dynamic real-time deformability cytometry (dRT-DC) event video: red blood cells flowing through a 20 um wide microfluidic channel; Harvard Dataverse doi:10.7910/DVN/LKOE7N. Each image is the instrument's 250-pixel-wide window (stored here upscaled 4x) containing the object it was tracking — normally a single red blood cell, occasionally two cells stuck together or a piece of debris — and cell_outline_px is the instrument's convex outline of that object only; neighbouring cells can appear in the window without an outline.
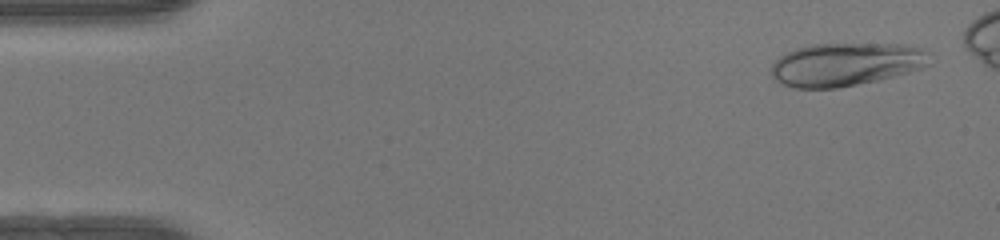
{"species": "human", "species_latin": "Homo sapiens", "temperature_condition": "warm", "stored_images_in_passage": 46, "camera_frame_rate_fps": 3000, "um_per_image_px": 0.085, "donor": {"sex": "female"}, "frame": {"image": 1, "passage_image": 3, "time_ms": 0.667, "image_size_px": [1000, 240], "cell_outline_px": [[928, 64], [924, 68], [880, 80], [836, 88], [792, 88], [780, 84], [772, 76], [772, 64], [780, 56], [796, 48], [812, 44], [908, 44], [920, 48], [924, 52]], "centroid_in_image_um": [71.86, 5.48], "position_along_channel_um": 13.1, "area_um2": 39.77}}
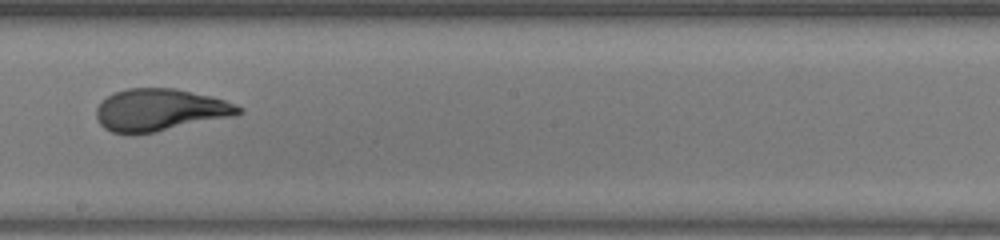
{"frame": {"image": 2, "passage_image": 28, "time_ms": 9.0, "image_size_px": [1000, 240], "cell_outline_px": [[244, 112], [236, 116], [156, 132], [132, 136], [112, 132], [104, 128], [100, 124], [96, 116], [96, 108], [108, 96], [116, 92], [128, 88], [176, 88], [212, 96], [224, 100], [244, 108]], "centroid_in_image_um": [13.62, 9.37], "position_along_channel_um": 234.6, "area_um2": 35.43}}
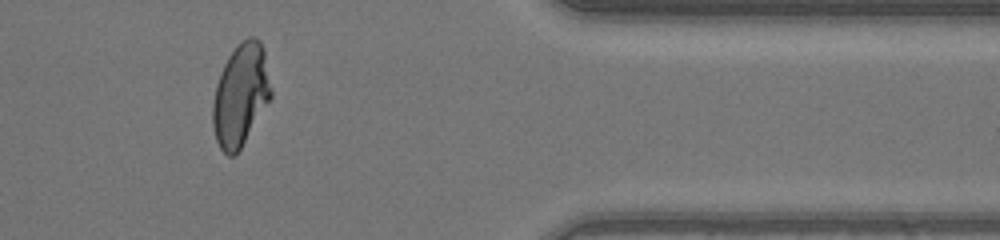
{"frame": {"image": 3, "passage_image": 41, "time_ms": 13.333, "image_size_px": [1000, 240], "cell_outline_px": [[272, 96], [240, 148], [232, 156], [228, 156], [220, 148], [216, 140], [212, 124], [212, 104], [216, 84], [220, 72], [228, 56], [236, 44], [248, 36], [256, 36], [260, 40], [264, 48], [272, 88]], "centroid_in_image_um": [20.45, 8.01], "position_along_channel_um": 390.9, "area_um2": 34.85}, "authors_computed_cell_mechanics": {"area_um2": 35.3736, "velocity_mm_per_s": 4.1719, "shape_relaxation_time_tau1_ms": 10.1362, "shape_relaxation_time_tau2_ms": null, "deformation_change_tau1": 0.3891, "deformation_change_tau2": null}}